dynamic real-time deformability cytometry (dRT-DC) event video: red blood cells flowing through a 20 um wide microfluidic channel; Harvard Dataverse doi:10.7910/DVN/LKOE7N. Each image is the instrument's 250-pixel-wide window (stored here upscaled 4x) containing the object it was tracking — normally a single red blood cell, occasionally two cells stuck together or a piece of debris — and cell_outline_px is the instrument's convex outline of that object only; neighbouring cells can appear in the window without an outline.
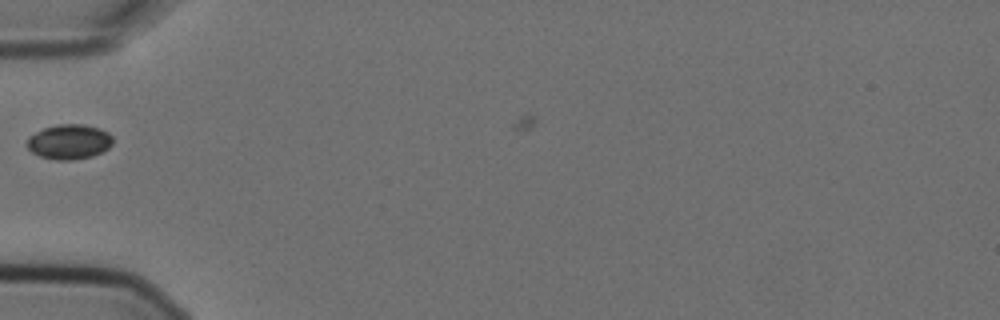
{"species": "Egyptian fruit bat (a non-hibernating species)", "species_latin": "Rousettus aegyptiacus", "temperature_condition": "cold", "stored_images_in_passage": 4, "camera_frame_rate_fps": 3000, "um_per_image_px": 0.085, "animal": {"sex": "female"}, "frame": {"image": 1, "passage_image": 4, "time_ms": 1.0, "image_size_px": [1000, 320], "cell_outline_px": [[112, 144], [108, 148], [92, 156], [72, 160], [56, 160], [40, 156], [32, 152], [28, 148], [28, 136], [44, 128], [56, 124], [84, 124], [100, 128], [108, 132], [112, 136]], "centroid_in_image_um": [5.89, 12.04], "position_along_channel_um": 79.1, "area_um2": 17.4}}